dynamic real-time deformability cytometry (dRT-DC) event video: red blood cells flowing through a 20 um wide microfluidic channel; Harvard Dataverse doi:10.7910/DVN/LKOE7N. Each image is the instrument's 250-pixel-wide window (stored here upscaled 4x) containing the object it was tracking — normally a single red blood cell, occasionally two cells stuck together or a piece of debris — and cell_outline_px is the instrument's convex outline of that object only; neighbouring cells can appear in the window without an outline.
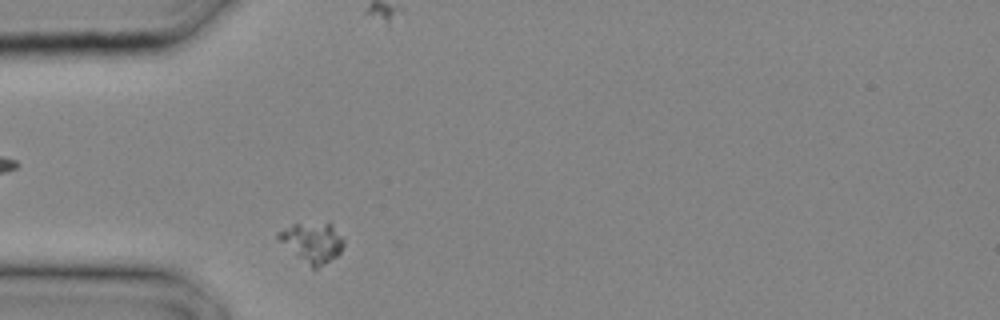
{"species": "common noctule bat (a hibernating species)", "species_latin": "Nyctalus noctula", "temperature_condition": "cold", "stored_images_in_passage": 21, "camera_frame_rate_fps": 3000, "um_per_image_px": 0.085, "animal": {"sex": "male", "body_mass_g": 20.4}, "frame": {"image": 1, "passage_image": 1, "time_ms": 0.0, "image_size_px": [1000, 320], "cell_outline_px": [[344, 244], [340, 252], [336, 256], [316, 268], [312, 268], [280, 240], [276, 236], [276, 232], [292, 224], [332, 224], [344, 236]], "centroid_in_image_um": [26.59, 20.58], "position_along_channel_um": 58.4, "area_um2": 14.68}}
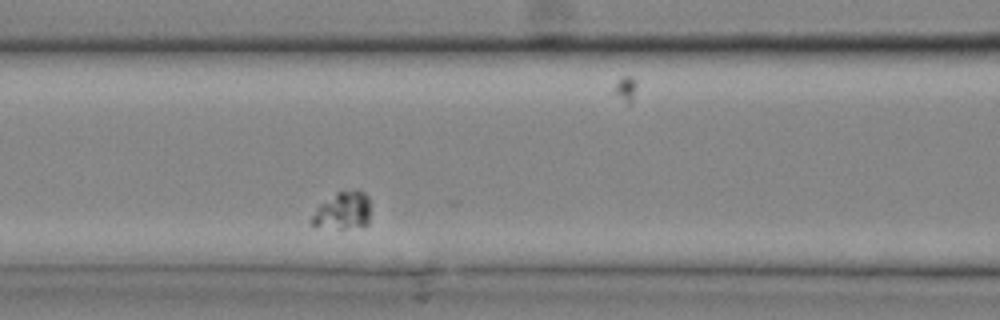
{"frame": {"image": 2, "passage_image": 5, "time_ms": 1.333, "image_size_px": [1000, 320], "cell_outline_px": [[368, 224], [344, 228], [340, 228], [312, 224], [308, 220], [316, 208], [320, 204], [336, 192], [356, 188], [364, 192], [368, 196]], "centroid_in_image_um": [29.12, 17.85], "position_along_channel_um": 137.5, "area_um2": 12.66}}
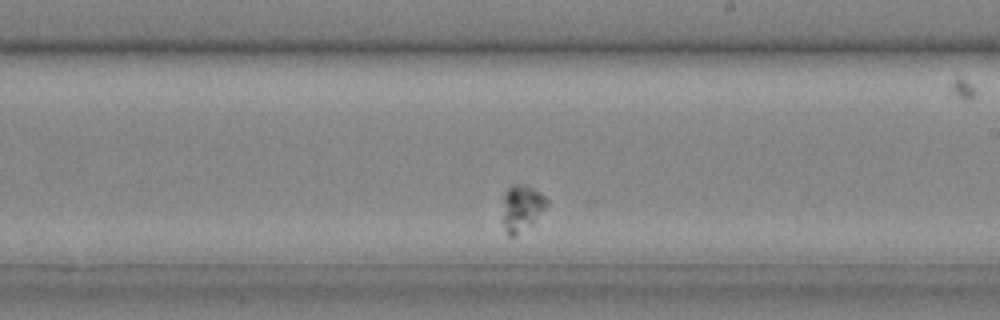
{"frame": {"image": 3, "passage_image": 10, "time_ms": 3.0, "image_size_px": [1000, 320], "cell_outline_px": [[548, 204], [532, 224], [516, 236], [508, 236], [504, 228], [504, 196], [508, 188], [512, 184], [520, 184], [540, 192], [548, 200]], "centroid_in_image_um": [44.36, 17.7], "position_along_channel_um": 244.6, "area_um2": 11.62}}